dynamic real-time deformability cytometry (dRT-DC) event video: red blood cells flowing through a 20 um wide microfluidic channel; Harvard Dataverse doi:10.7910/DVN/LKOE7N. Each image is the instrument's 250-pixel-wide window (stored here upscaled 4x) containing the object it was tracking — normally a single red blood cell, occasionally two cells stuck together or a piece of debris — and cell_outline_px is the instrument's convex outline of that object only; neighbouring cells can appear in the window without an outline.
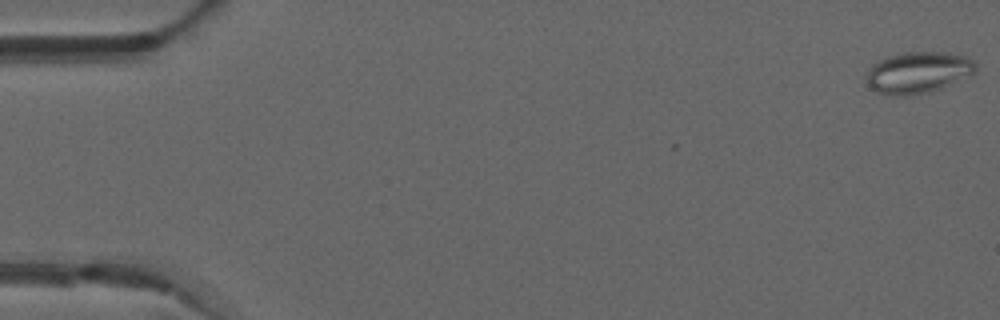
{"species": "common noctule bat (a hibernating species)", "species_latin": "Nyctalus noctula", "temperature_condition": "warm", "stored_images_in_passage": 51, "camera_frame_rate_fps": 3000, "um_per_image_px": 0.085, "animal": {"sex": "male", "forearm_length_mm": 52.5}, "frame": {"image": 1, "passage_image": 1, "time_ms": 0.0, "image_size_px": [1000, 320], "cell_outline_px": [[976, 72], [940, 88], [928, 92], [904, 96], [892, 96], [876, 92], [868, 84], [868, 68], [872, 64], [888, 56], [904, 52], [948, 52], [968, 56], [976, 64]], "centroid_in_image_um": [78.04, 6.15], "position_along_channel_um": 7.0, "area_um2": 26.3}}
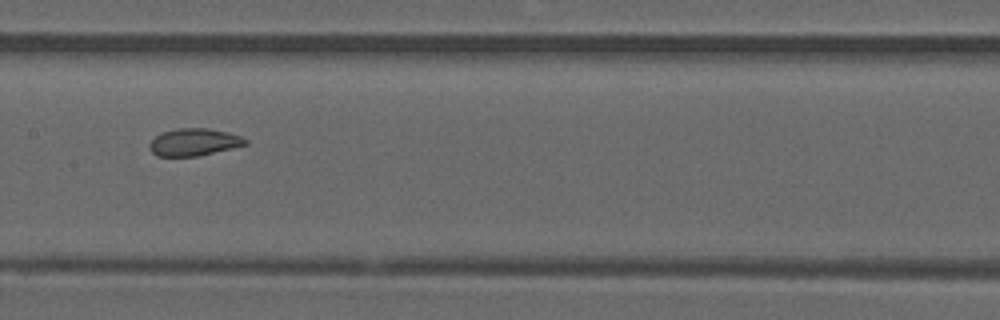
{"frame": {"image": 2, "passage_image": 26, "time_ms": 8.333, "image_size_px": [1000, 320], "cell_outline_px": [[248, 144], [200, 156], [156, 156], [148, 148], [148, 144], [156, 136], [164, 132], [180, 128], [208, 128], [228, 132], [240, 136], [248, 140]], "centroid_in_image_um": [16.49, 12.09], "position_along_channel_um": 190.9, "area_um2": 15.26}}
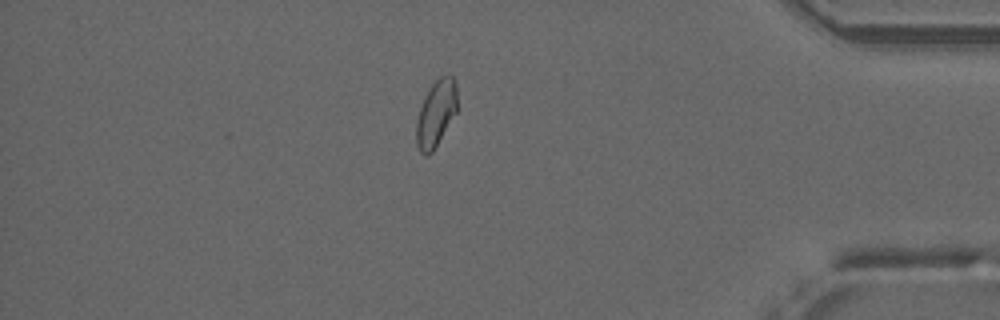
{"frame": {"image": 3, "passage_image": 44, "time_ms": 14.333, "image_size_px": [1000, 320], "cell_outline_px": [[456, 112], [432, 152], [428, 156], [424, 156], [420, 152], [416, 144], [416, 120], [424, 96], [428, 88], [440, 76], [448, 72], [456, 80]], "centroid_in_image_um": [37.04, 9.61], "position_along_channel_um": 398.2, "area_um2": 15.9}, "authors_computed_cell_mechanics": {"area_um2": 16.6464, "velocity_mm_per_s": 4.051, "shape_relaxation_time_tau1_ms": null, "shape_relaxation_time_tau2_ms": 1.0056, "deformation_change_tau1": null, "deformation_change_tau2": 0.064}}